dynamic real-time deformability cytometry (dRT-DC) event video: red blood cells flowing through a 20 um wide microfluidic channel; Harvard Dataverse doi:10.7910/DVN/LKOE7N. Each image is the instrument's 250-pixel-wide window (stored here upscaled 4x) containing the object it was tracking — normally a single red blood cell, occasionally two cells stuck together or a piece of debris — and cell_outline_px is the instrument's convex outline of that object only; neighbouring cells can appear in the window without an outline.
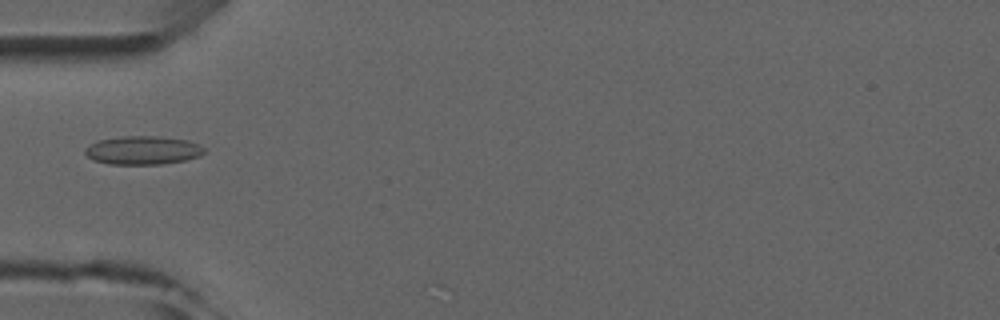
{"species": "common noctule bat (a hibernating species)", "species_latin": "Nyctalus noctula", "temperature_condition": "room temperature", "stored_images_in_passage": 5, "camera_frame_rate_fps": 3000, "um_per_image_px": 0.085, "animal": {"sex": "male", "forearm_length_mm": 52.5}, "frame": {"image": 1, "passage_image": 5, "time_ms": 4.333, "image_size_px": [1000, 320], "cell_outline_px": [[204, 152], [200, 156], [184, 160], [164, 164], [108, 164], [92, 160], [84, 152], [84, 148], [96, 140], [120, 136], [160, 136], [188, 140], [200, 144], [204, 148]], "centroid_in_image_um": [12.12, 12.76], "position_along_channel_um": 72.9, "area_um2": 20.06}}